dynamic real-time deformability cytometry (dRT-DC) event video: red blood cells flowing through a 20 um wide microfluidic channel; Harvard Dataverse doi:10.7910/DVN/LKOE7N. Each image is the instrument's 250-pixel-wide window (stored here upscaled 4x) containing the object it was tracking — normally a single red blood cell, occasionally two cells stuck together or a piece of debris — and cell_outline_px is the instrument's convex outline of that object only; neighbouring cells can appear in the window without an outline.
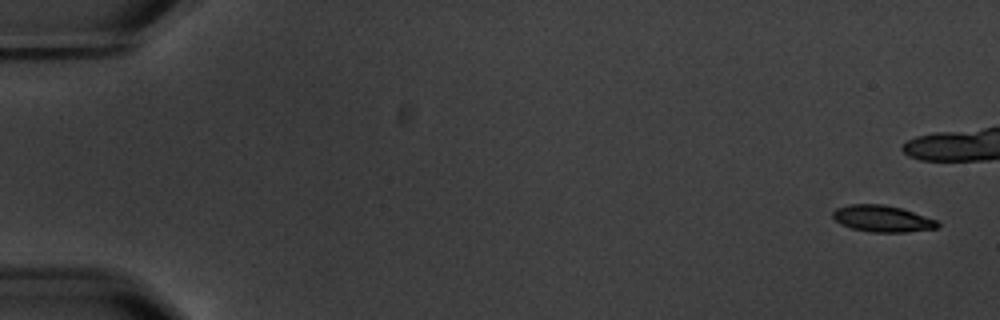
{"species": "common noctule bat (a hibernating species)", "species_latin": "Nyctalus noctula", "temperature_condition": "warm", "stored_images_in_passage": 13, "camera_frame_rate_fps": 3000, "um_per_image_px": 0.085, "animal": {"sex": "male", "body_mass_g": 20.1, "forearm_length_mm": 53.5}, "frame": {"image": 1, "passage_image": 1, "time_ms": 0.0, "image_size_px": [1000, 320], "cell_outline_px": [[940, 224], [936, 228], [908, 232], [872, 232], [852, 228], [840, 224], [832, 216], [832, 212], [836, 208], [848, 204], [884, 204], [900, 208], [936, 220]], "centroid_in_image_um": [74.96, 18.58], "position_along_channel_um": 10.0, "area_um2": 16.07}}